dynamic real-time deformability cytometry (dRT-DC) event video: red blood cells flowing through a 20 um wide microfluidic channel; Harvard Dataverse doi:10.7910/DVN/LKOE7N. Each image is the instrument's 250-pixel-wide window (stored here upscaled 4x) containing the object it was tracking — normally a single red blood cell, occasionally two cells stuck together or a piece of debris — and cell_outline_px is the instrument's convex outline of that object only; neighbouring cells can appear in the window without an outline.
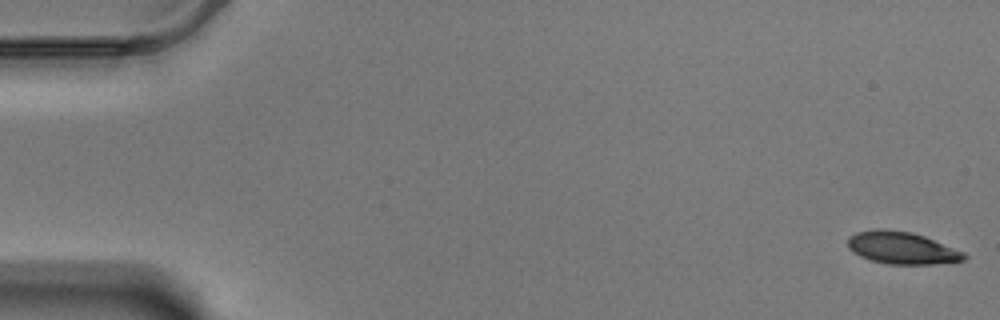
{"species": "Egyptian fruit bat (a non-hibernating species)", "species_latin": "Rousettus aegyptiacus", "temperature_condition": "warm", "stored_images_in_passage": 17, "camera_frame_rate_fps": 3000, "um_per_image_px": 0.085, "animal": {"sex": "male"}, "frame": {"image": 1, "passage_image": 1, "time_ms": 0.0, "image_size_px": [1000, 320], "cell_outline_px": [[968, 256], [964, 260], [932, 264], [888, 264], [872, 260], [860, 256], [852, 252], [848, 248], [848, 236], [856, 232], [876, 228], [884, 228], [912, 232], [924, 236], [964, 252]], "centroid_in_image_um": [76.62, 21.06], "position_along_channel_um": 8.4, "area_um2": 21.91}}